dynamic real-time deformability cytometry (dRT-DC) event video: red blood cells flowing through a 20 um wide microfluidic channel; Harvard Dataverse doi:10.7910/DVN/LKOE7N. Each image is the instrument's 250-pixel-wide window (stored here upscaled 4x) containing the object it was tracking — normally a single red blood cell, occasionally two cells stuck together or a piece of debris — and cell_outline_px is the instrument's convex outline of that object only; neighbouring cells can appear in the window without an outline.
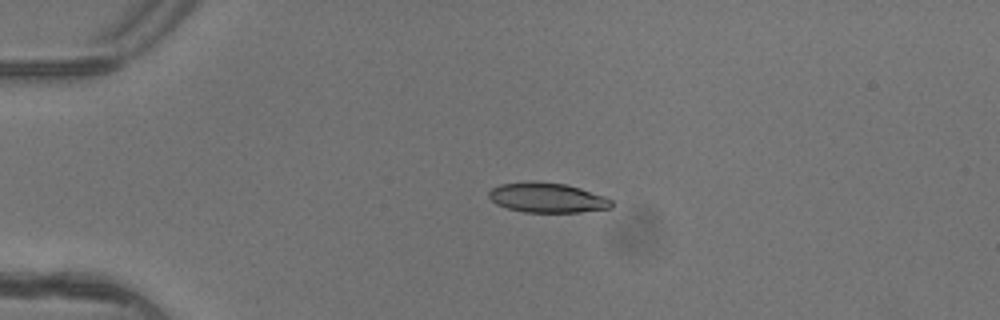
{"species": "common noctule bat (a hibernating species)", "species_latin": "Nyctalus noctula", "temperature_condition": "warm", "stored_images_in_passage": 4, "camera_frame_rate_fps": 3000, "um_per_image_px": 0.085, "animal": {"sex": "female"}, "frame": {"image": 1, "passage_image": 3, "time_ms": 0.667, "image_size_px": [1000, 320], "cell_outline_px": [[612, 208], [580, 212], [524, 212], [508, 208], [496, 204], [488, 196], [488, 192], [492, 188], [500, 184], [532, 180], [564, 184], [580, 188], [604, 196], [612, 200]], "centroid_in_image_um": [46.5, 16.8], "position_along_channel_um": 38.5, "area_um2": 21.39}}